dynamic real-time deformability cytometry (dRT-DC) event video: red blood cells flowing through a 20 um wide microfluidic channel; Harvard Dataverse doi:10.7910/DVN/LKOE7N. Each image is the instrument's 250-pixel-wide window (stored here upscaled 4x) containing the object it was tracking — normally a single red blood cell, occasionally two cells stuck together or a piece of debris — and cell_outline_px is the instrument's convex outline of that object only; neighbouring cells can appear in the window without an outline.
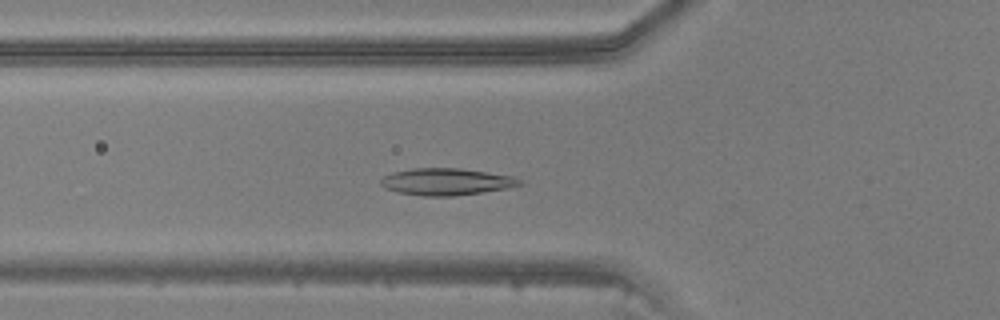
{"species": "common noctule bat (a hibernating species)", "species_latin": "Nyctalus noctula", "temperature_condition": "warm", "stored_images_in_passage": 37, "camera_frame_rate_fps": 3000, "um_per_image_px": 0.085, "animal": {"sex": "male", "body_mass_g": 20.5, "forearm_length_mm": 52.5}, "frame": {"image": 1, "passage_image": 6, "time_ms": 1.667, "image_size_px": [1000, 320], "cell_outline_px": [[524, 184], [508, 188], [484, 192], [456, 196], [424, 196], [396, 192], [384, 188], [380, 184], [380, 180], [384, 176], [392, 172], [416, 168], [460, 168], [516, 176]], "centroid_in_image_um": [37.96, 15.45], "position_along_channel_um": 87.8, "area_um2": 22.02}}
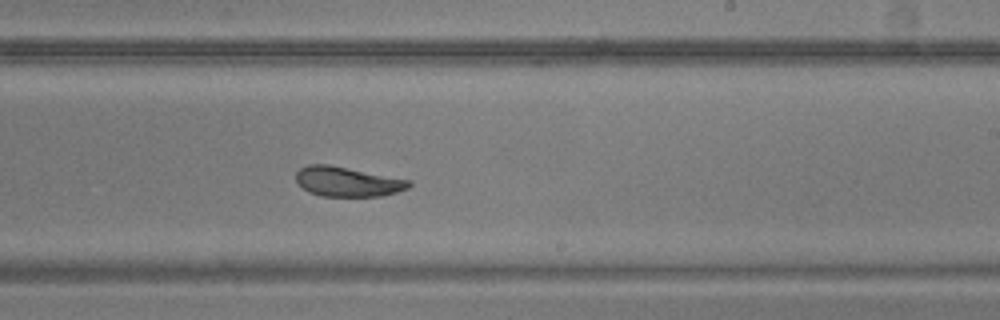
{"frame": {"image": 2, "passage_image": 18, "time_ms": 5.667, "image_size_px": [1000, 320], "cell_outline_px": [[412, 184], [408, 188], [384, 196], [320, 196], [308, 192], [296, 180], [296, 172], [300, 168], [308, 164], [328, 164], [412, 180]], "centroid_in_image_um": [29.55, 15.44], "position_along_channel_um": 259.4, "area_um2": 19.65}}
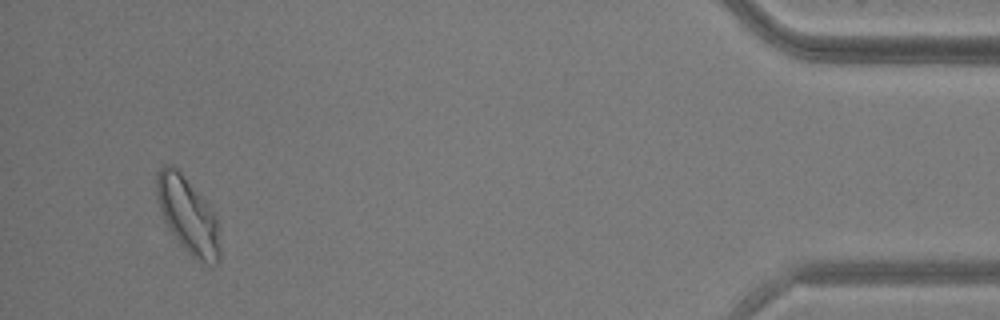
{"frame": {"image": 3, "passage_image": 34, "time_ms": 11.0, "image_size_px": [1000, 320], "cell_outline_px": [[220, 256], [216, 264], [208, 264], [192, 256], [180, 244], [168, 228], [164, 220], [160, 208], [156, 192], [156, 172], [164, 164], [172, 164], [180, 172], [212, 208], [220, 228]], "centroid_in_image_um": [15.98, 18.29], "position_along_channel_um": 419.2, "area_um2": 27.98}}